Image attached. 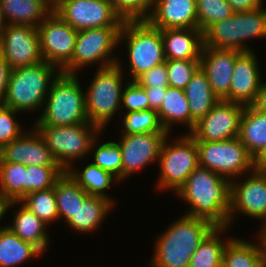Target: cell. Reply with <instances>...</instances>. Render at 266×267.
<instances>
[{
  "label": "cell",
  "instance_id": "1",
  "mask_svg": "<svg viewBox=\"0 0 266 267\" xmlns=\"http://www.w3.org/2000/svg\"><path fill=\"white\" fill-rule=\"evenodd\" d=\"M190 210L185 215L229 227L231 181L206 167L198 166L176 193Z\"/></svg>",
  "mask_w": 266,
  "mask_h": 267
},
{
  "label": "cell",
  "instance_id": "51",
  "mask_svg": "<svg viewBox=\"0 0 266 267\" xmlns=\"http://www.w3.org/2000/svg\"><path fill=\"white\" fill-rule=\"evenodd\" d=\"M18 203L19 201H9L0 194V221L1 218L5 215V213L9 210V208H12V206L14 207ZM2 228L3 227H0V229Z\"/></svg>",
  "mask_w": 266,
  "mask_h": 267
},
{
  "label": "cell",
  "instance_id": "50",
  "mask_svg": "<svg viewBox=\"0 0 266 267\" xmlns=\"http://www.w3.org/2000/svg\"><path fill=\"white\" fill-rule=\"evenodd\" d=\"M254 167L256 170L266 171V145L254 157Z\"/></svg>",
  "mask_w": 266,
  "mask_h": 267
},
{
  "label": "cell",
  "instance_id": "37",
  "mask_svg": "<svg viewBox=\"0 0 266 267\" xmlns=\"http://www.w3.org/2000/svg\"><path fill=\"white\" fill-rule=\"evenodd\" d=\"M196 4L197 29L202 32L235 13L226 0H196Z\"/></svg>",
  "mask_w": 266,
  "mask_h": 267
},
{
  "label": "cell",
  "instance_id": "22",
  "mask_svg": "<svg viewBox=\"0 0 266 267\" xmlns=\"http://www.w3.org/2000/svg\"><path fill=\"white\" fill-rule=\"evenodd\" d=\"M1 9L4 19H8L7 24L29 25L37 28L54 10V1L1 0Z\"/></svg>",
  "mask_w": 266,
  "mask_h": 267
},
{
  "label": "cell",
  "instance_id": "39",
  "mask_svg": "<svg viewBox=\"0 0 266 267\" xmlns=\"http://www.w3.org/2000/svg\"><path fill=\"white\" fill-rule=\"evenodd\" d=\"M64 172L61 166H26V195L54 187L56 180Z\"/></svg>",
  "mask_w": 266,
  "mask_h": 267
},
{
  "label": "cell",
  "instance_id": "31",
  "mask_svg": "<svg viewBox=\"0 0 266 267\" xmlns=\"http://www.w3.org/2000/svg\"><path fill=\"white\" fill-rule=\"evenodd\" d=\"M54 191L59 218L64 217L66 222L74 216L78 205L88 195L67 171L56 180Z\"/></svg>",
  "mask_w": 266,
  "mask_h": 267
},
{
  "label": "cell",
  "instance_id": "17",
  "mask_svg": "<svg viewBox=\"0 0 266 267\" xmlns=\"http://www.w3.org/2000/svg\"><path fill=\"white\" fill-rule=\"evenodd\" d=\"M241 53L236 49L202 47L200 68L207 75L212 91L219 100L228 102L235 60Z\"/></svg>",
  "mask_w": 266,
  "mask_h": 267
},
{
  "label": "cell",
  "instance_id": "8",
  "mask_svg": "<svg viewBox=\"0 0 266 267\" xmlns=\"http://www.w3.org/2000/svg\"><path fill=\"white\" fill-rule=\"evenodd\" d=\"M120 30L121 27H104L78 31L72 59L61 69V72L77 74L76 72L82 67L97 64V62H101L98 69L116 65L119 58L111 53L117 44H120Z\"/></svg>",
  "mask_w": 266,
  "mask_h": 267
},
{
  "label": "cell",
  "instance_id": "38",
  "mask_svg": "<svg viewBox=\"0 0 266 267\" xmlns=\"http://www.w3.org/2000/svg\"><path fill=\"white\" fill-rule=\"evenodd\" d=\"M123 134H138L148 132H168L158 118L155 110L126 112L123 117Z\"/></svg>",
  "mask_w": 266,
  "mask_h": 267
},
{
  "label": "cell",
  "instance_id": "34",
  "mask_svg": "<svg viewBox=\"0 0 266 267\" xmlns=\"http://www.w3.org/2000/svg\"><path fill=\"white\" fill-rule=\"evenodd\" d=\"M0 194L9 201H20L26 196V166L0 162Z\"/></svg>",
  "mask_w": 266,
  "mask_h": 267
},
{
  "label": "cell",
  "instance_id": "52",
  "mask_svg": "<svg viewBox=\"0 0 266 267\" xmlns=\"http://www.w3.org/2000/svg\"><path fill=\"white\" fill-rule=\"evenodd\" d=\"M261 229L262 230L260 231V234L257 238L260 239L259 240L260 242H258V243L260 244L264 267H266V224L263 225V227Z\"/></svg>",
  "mask_w": 266,
  "mask_h": 267
},
{
  "label": "cell",
  "instance_id": "29",
  "mask_svg": "<svg viewBox=\"0 0 266 267\" xmlns=\"http://www.w3.org/2000/svg\"><path fill=\"white\" fill-rule=\"evenodd\" d=\"M227 228L215 226L208 233L192 254L189 267H222L223 253L231 238L222 241L220 234Z\"/></svg>",
  "mask_w": 266,
  "mask_h": 267
},
{
  "label": "cell",
  "instance_id": "20",
  "mask_svg": "<svg viewBox=\"0 0 266 267\" xmlns=\"http://www.w3.org/2000/svg\"><path fill=\"white\" fill-rule=\"evenodd\" d=\"M196 0H154L147 21L162 29H197Z\"/></svg>",
  "mask_w": 266,
  "mask_h": 267
},
{
  "label": "cell",
  "instance_id": "41",
  "mask_svg": "<svg viewBox=\"0 0 266 267\" xmlns=\"http://www.w3.org/2000/svg\"><path fill=\"white\" fill-rule=\"evenodd\" d=\"M165 62L169 86L182 90L200 68V60H166Z\"/></svg>",
  "mask_w": 266,
  "mask_h": 267
},
{
  "label": "cell",
  "instance_id": "35",
  "mask_svg": "<svg viewBox=\"0 0 266 267\" xmlns=\"http://www.w3.org/2000/svg\"><path fill=\"white\" fill-rule=\"evenodd\" d=\"M19 203H23L46 225L59 219L54 187L28 193Z\"/></svg>",
  "mask_w": 266,
  "mask_h": 267
},
{
  "label": "cell",
  "instance_id": "7",
  "mask_svg": "<svg viewBox=\"0 0 266 267\" xmlns=\"http://www.w3.org/2000/svg\"><path fill=\"white\" fill-rule=\"evenodd\" d=\"M120 62L118 60L116 65L97 69L87 92L85 91L88 121L101 130L114 117V114L122 109V88L124 86L122 82L123 69Z\"/></svg>",
  "mask_w": 266,
  "mask_h": 267
},
{
  "label": "cell",
  "instance_id": "32",
  "mask_svg": "<svg viewBox=\"0 0 266 267\" xmlns=\"http://www.w3.org/2000/svg\"><path fill=\"white\" fill-rule=\"evenodd\" d=\"M232 238L226 244L222 267H264L260 244Z\"/></svg>",
  "mask_w": 266,
  "mask_h": 267
},
{
  "label": "cell",
  "instance_id": "14",
  "mask_svg": "<svg viewBox=\"0 0 266 267\" xmlns=\"http://www.w3.org/2000/svg\"><path fill=\"white\" fill-rule=\"evenodd\" d=\"M244 107L220 100L188 134L195 141H224L238 137Z\"/></svg>",
  "mask_w": 266,
  "mask_h": 267
},
{
  "label": "cell",
  "instance_id": "36",
  "mask_svg": "<svg viewBox=\"0 0 266 267\" xmlns=\"http://www.w3.org/2000/svg\"><path fill=\"white\" fill-rule=\"evenodd\" d=\"M238 21L240 29V51H252L245 42L250 38L266 37V9L260 7L251 11L238 12Z\"/></svg>",
  "mask_w": 266,
  "mask_h": 267
},
{
  "label": "cell",
  "instance_id": "33",
  "mask_svg": "<svg viewBox=\"0 0 266 267\" xmlns=\"http://www.w3.org/2000/svg\"><path fill=\"white\" fill-rule=\"evenodd\" d=\"M67 172L88 195L101 196L114 203L105 192L106 189L111 187L112 182H116V180L118 182V179L111 173L92 162L87 164L82 171L75 170L72 166Z\"/></svg>",
  "mask_w": 266,
  "mask_h": 267
},
{
  "label": "cell",
  "instance_id": "30",
  "mask_svg": "<svg viewBox=\"0 0 266 267\" xmlns=\"http://www.w3.org/2000/svg\"><path fill=\"white\" fill-rule=\"evenodd\" d=\"M203 46L240 51L238 12L234 13L230 18L210 25L203 32Z\"/></svg>",
  "mask_w": 266,
  "mask_h": 267
},
{
  "label": "cell",
  "instance_id": "3",
  "mask_svg": "<svg viewBox=\"0 0 266 267\" xmlns=\"http://www.w3.org/2000/svg\"><path fill=\"white\" fill-rule=\"evenodd\" d=\"M56 67L41 61L31 66L12 69L6 95L1 104L18 112L44 108L51 84L61 72L56 71Z\"/></svg>",
  "mask_w": 266,
  "mask_h": 267
},
{
  "label": "cell",
  "instance_id": "53",
  "mask_svg": "<svg viewBox=\"0 0 266 267\" xmlns=\"http://www.w3.org/2000/svg\"><path fill=\"white\" fill-rule=\"evenodd\" d=\"M6 25H7V23H6L4 16H3V12L1 9V0H0V33L5 28Z\"/></svg>",
  "mask_w": 266,
  "mask_h": 267
},
{
  "label": "cell",
  "instance_id": "23",
  "mask_svg": "<svg viewBox=\"0 0 266 267\" xmlns=\"http://www.w3.org/2000/svg\"><path fill=\"white\" fill-rule=\"evenodd\" d=\"M192 117V129L220 100L212 91L205 72L199 68L184 89Z\"/></svg>",
  "mask_w": 266,
  "mask_h": 267
},
{
  "label": "cell",
  "instance_id": "16",
  "mask_svg": "<svg viewBox=\"0 0 266 267\" xmlns=\"http://www.w3.org/2000/svg\"><path fill=\"white\" fill-rule=\"evenodd\" d=\"M170 132L124 134L118 142L122 153V180L158 161L162 145Z\"/></svg>",
  "mask_w": 266,
  "mask_h": 267
},
{
  "label": "cell",
  "instance_id": "21",
  "mask_svg": "<svg viewBox=\"0 0 266 267\" xmlns=\"http://www.w3.org/2000/svg\"><path fill=\"white\" fill-rule=\"evenodd\" d=\"M166 60H200L203 32L199 29L160 30Z\"/></svg>",
  "mask_w": 266,
  "mask_h": 267
},
{
  "label": "cell",
  "instance_id": "46",
  "mask_svg": "<svg viewBox=\"0 0 266 267\" xmlns=\"http://www.w3.org/2000/svg\"><path fill=\"white\" fill-rule=\"evenodd\" d=\"M150 109L158 111L166 95L167 87H144Z\"/></svg>",
  "mask_w": 266,
  "mask_h": 267
},
{
  "label": "cell",
  "instance_id": "28",
  "mask_svg": "<svg viewBox=\"0 0 266 267\" xmlns=\"http://www.w3.org/2000/svg\"><path fill=\"white\" fill-rule=\"evenodd\" d=\"M42 252L33 244L20 239L11 229H0V267H17Z\"/></svg>",
  "mask_w": 266,
  "mask_h": 267
},
{
  "label": "cell",
  "instance_id": "47",
  "mask_svg": "<svg viewBox=\"0 0 266 267\" xmlns=\"http://www.w3.org/2000/svg\"><path fill=\"white\" fill-rule=\"evenodd\" d=\"M11 71H12V68L9 66L8 62L0 54V103H2L6 95Z\"/></svg>",
  "mask_w": 266,
  "mask_h": 267
},
{
  "label": "cell",
  "instance_id": "6",
  "mask_svg": "<svg viewBox=\"0 0 266 267\" xmlns=\"http://www.w3.org/2000/svg\"><path fill=\"white\" fill-rule=\"evenodd\" d=\"M122 40L127 41L131 80L166 61L160 29L147 20L124 21L119 34V42Z\"/></svg>",
  "mask_w": 266,
  "mask_h": 267
},
{
  "label": "cell",
  "instance_id": "24",
  "mask_svg": "<svg viewBox=\"0 0 266 267\" xmlns=\"http://www.w3.org/2000/svg\"><path fill=\"white\" fill-rule=\"evenodd\" d=\"M113 205L111 200L104 197L87 195L67 224L78 232H92L99 228Z\"/></svg>",
  "mask_w": 266,
  "mask_h": 267
},
{
  "label": "cell",
  "instance_id": "13",
  "mask_svg": "<svg viewBox=\"0 0 266 267\" xmlns=\"http://www.w3.org/2000/svg\"><path fill=\"white\" fill-rule=\"evenodd\" d=\"M0 54L12 69L44 61L38 29L29 25L7 24L0 33Z\"/></svg>",
  "mask_w": 266,
  "mask_h": 267
},
{
  "label": "cell",
  "instance_id": "4",
  "mask_svg": "<svg viewBox=\"0 0 266 267\" xmlns=\"http://www.w3.org/2000/svg\"><path fill=\"white\" fill-rule=\"evenodd\" d=\"M76 74L60 72L53 80L36 125L67 126L88 123L85 92Z\"/></svg>",
  "mask_w": 266,
  "mask_h": 267
},
{
  "label": "cell",
  "instance_id": "45",
  "mask_svg": "<svg viewBox=\"0 0 266 267\" xmlns=\"http://www.w3.org/2000/svg\"><path fill=\"white\" fill-rule=\"evenodd\" d=\"M135 81L142 87H168L166 62L142 73Z\"/></svg>",
  "mask_w": 266,
  "mask_h": 267
},
{
  "label": "cell",
  "instance_id": "11",
  "mask_svg": "<svg viewBox=\"0 0 266 267\" xmlns=\"http://www.w3.org/2000/svg\"><path fill=\"white\" fill-rule=\"evenodd\" d=\"M77 31L122 27L123 20L109 0H54V10Z\"/></svg>",
  "mask_w": 266,
  "mask_h": 267
},
{
  "label": "cell",
  "instance_id": "49",
  "mask_svg": "<svg viewBox=\"0 0 266 267\" xmlns=\"http://www.w3.org/2000/svg\"><path fill=\"white\" fill-rule=\"evenodd\" d=\"M251 106L259 112L266 113V82H262Z\"/></svg>",
  "mask_w": 266,
  "mask_h": 267
},
{
  "label": "cell",
  "instance_id": "15",
  "mask_svg": "<svg viewBox=\"0 0 266 267\" xmlns=\"http://www.w3.org/2000/svg\"><path fill=\"white\" fill-rule=\"evenodd\" d=\"M246 176L248 179L245 177L243 182L231 180L229 226L237 212L264 220L263 225L266 224V171L254 169Z\"/></svg>",
  "mask_w": 266,
  "mask_h": 267
},
{
  "label": "cell",
  "instance_id": "2",
  "mask_svg": "<svg viewBox=\"0 0 266 267\" xmlns=\"http://www.w3.org/2000/svg\"><path fill=\"white\" fill-rule=\"evenodd\" d=\"M214 227L209 220L182 216L157 236L150 267H189L192 254Z\"/></svg>",
  "mask_w": 266,
  "mask_h": 267
},
{
  "label": "cell",
  "instance_id": "10",
  "mask_svg": "<svg viewBox=\"0 0 266 267\" xmlns=\"http://www.w3.org/2000/svg\"><path fill=\"white\" fill-rule=\"evenodd\" d=\"M160 176L158 189H171L175 193L184 185L188 176L199 166L196 141L189 135L176 137L173 144L166 138L159 155Z\"/></svg>",
  "mask_w": 266,
  "mask_h": 267
},
{
  "label": "cell",
  "instance_id": "5",
  "mask_svg": "<svg viewBox=\"0 0 266 267\" xmlns=\"http://www.w3.org/2000/svg\"><path fill=\"white\" fill-rule=\"evenodd\" d=\"M33 128L40 133L64 171L72 167L73 161L91 153L98 145L97 136L102 132L89 122L67 126L36 125Z\"/></svg>",
  "mask_w": 266,
  "mask_h": 267
},
{
  "label": "cell",
  "instance_id": "26",
  "mask_svg": "<svg viewBox=\"0 0 266 267\" xmlns=\"http://www.w3.org/2000/svg\"><path fill=\"white\" fill-rule=\"evenodd\" d=\"M162 127L170 132L173 124H186L192 130V117L185 91L167 87L166 95L160 109L157 111ZM170 130V131H169Z\"/></svg>",
  "mask_w": 266,
  "mask_h": 267
},
{
  "label": "cell",
  "instance_id": "43",
  "mask_svg": "<svg viewBox=\"0 0 266 267\" xmlns=\"http://www.w3.org/2000/svg\"><path fill=\"white\" fill-rule=\"evenodd\" d=\"M122 92L121 107L126 112L150 110L148 97L144 87L140 86L135 80L128 81Z\"/></svg>",
  "mask_w": 266,
  "mask_h": 267
},
{
  "label": "cell",
  "instance_id": "9",
  "mask_svg": "<svg viewBox=\"0 0 266 267\" xmlns=\"http://www.w3.org/2000/svg\"><path fill=\"white\" fill-rule=\"evenodd\" d=\"M199 166L216 172L224 178L237 179L252 171L254 157L247 151L239 137L224 141H196Z\"/></svg>",
  "mask_w": 266,
  "mask_h": 267
},
{
  "label": "cell",
  "instance_id": "12",
  "mask_svg": "<svg viewBox=\"0 0 266 267\" xmlns=\"http://www.w3.org/2000/svg\"><path fill=\"white\" fill-rule=\"evenodd\" d=\"M43 60L62 69L74 54L78 31L52 11L37 27Z\"/></svg>",
  "mask_w": 266,
  "mask_h": 267
},
{
  "label": "cell",
  "instance_id": "27",
  "mask_svg": "<svg viewBox=\"0 0 266 267\" xmlns=\"http://www.w3.org/2000/svg\"><path fill=\"white\" fill-rule=\"evenodd\" d=\"M239 139L247 151L255 157L266 145V113L245 106L240 121Z\"/></svg>",
  "mask_w": 266,
  "mask_h": 267
},
{
  "label": "cell",
  "instance_id": "54",
  "mask_svg": "<svg viewBox=\"0 0 266 267\" xmlns=\"http://www.w3.org/2000/svg\"><path fill=\"white\" fill-rule=\"evenodd\" d=\"M2 146H1V144H0V159H1V157H2Z\"/></svg>",
  "mask_w": 266,
  "mask_h": 267
},
{
  "label": "cell",
  "instance_id": "44",
  "mask_svg": "<svg viewBox=\"0 0 266 267\" xmlns=\"http://www.w3.org/2000/svg\"><path fill=\"white\" fill-rule=\"evenodd\" d=\"M17 113L19 112L0 103V144L2 147L16 140L25 132L19 122L15 120Z\"/></svg>",
  "mask_w": 266,
  "mask_h": 267
},
{
  "label": "cell",
  "instance_id": "25",
  "mask_svg": "<svg viewBox=\"0 0 266 267\" xmlns=\"http://www.w3.org/2000/svg\"><path fill=\"white\" fill-rule=\"evenodd\" d=\"M18 211H14L13 223L7 226L20 239L36 246L42 253L49 246V235L46 225L23 203Z\"/></svg>",
  "mask_w": 266,
  "mask_h": 267
},
{
  "label": "cell",
  "instance_id": "19",
  "mask_svg": "<svg viewBox=\"0 0 266 267\" xmlns=\"http://www.w3.org/2000/svg\"><path fill=\"white\" fill-rule=\"evenodd\" d=\"M259 71L255 53L242 52L235 60L228 102L251 105L263 81Z\"/></svg>",
  "mask_w": 266,
  "mask_h": 267
},
{
  "label": "cell",
  "instance_id": "18",
  "mask_svg": "<svg viewBox=\"0 0 266 267\" xmlns=\"http://www.w3.org/2000/svg\"><path fill=\"white\" fill-rule=\"evenodd\" d=\"M34 129L4 145L0 162L20 163L25 166H60L40 133Z\"/></svg>",
  "mask_w": 266,
  "mask_h": 267
},
{
  "label": "cell",
  "instance_id": "42",
  "mask_svg": "<svg viewBox=\"0 0 266 267\" xmlns=\"http://www.w3.org/2000/svg\"><path fill=\"white\" fill-rule=\"evenodd\" d=\"M123 21L147 20L154 0H109Z\"/></svg>",
  "mask_w": 266,
  "mask_h": 267
},
{
  "label": "cell",
  "instance_id": "48",
  "mask_svg": "<svg viewBox=\"0 0 266 267\" xmlns=\"http://www.w3.org/2000/svg\"><path fill=\"white\" fill-rule=\"evenodd\" d=\"M233 11L245 12L262 7L263 0H226Z\"/></svg>",
  "mask_w": 266,
  "mask_h": 267
},
{
  "label": "cell",
  "instance_id": "40",
  "mask_svg": "<svg viewBox=\"0 0 266 267\" xmlns=\"http://www.w3.org/2000/svg\"><path fill=\"white\" fill-rule=\"evenodd\" d=\"M92 163L122 181V153L118 142L108 141L98 145Z\"/></svg>",
  "mask_w": 266,
  "mask_h": 267
}]
</instances>
